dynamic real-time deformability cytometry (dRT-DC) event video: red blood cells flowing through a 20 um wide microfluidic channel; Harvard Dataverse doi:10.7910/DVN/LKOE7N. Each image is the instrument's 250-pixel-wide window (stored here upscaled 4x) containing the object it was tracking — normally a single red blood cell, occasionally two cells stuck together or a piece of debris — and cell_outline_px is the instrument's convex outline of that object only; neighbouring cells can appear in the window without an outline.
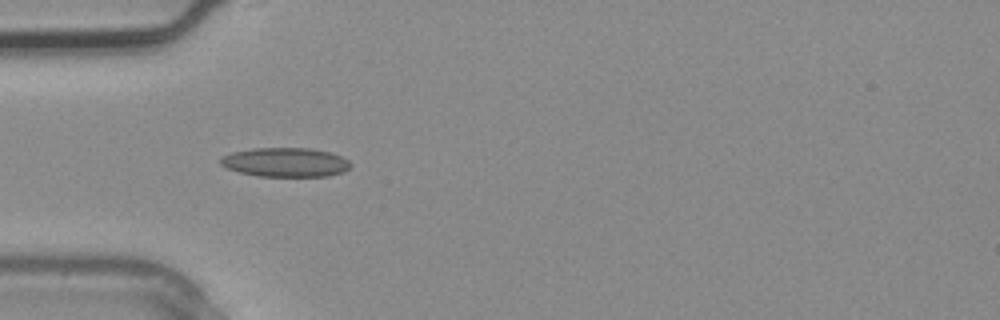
{"species": "common noctule bat (a hibernating species)", "species_latin": "Nyctalus noctula", "temperature_condition": "warm", "stored_images_in_passage": 2, "camera_frame_rate_fps": 3000, "um_per_image_px": 0.085, "animal": {"sex": "male", "body_mass_g": 20.4}, "frame": {"image": 1, "passage_image": 2, "time_ms": 0.333, "image_size_px": [1000, 320], "cell_outline_px": [[352, 164], [344, 172], [328, 176], [256, 176], [240, 172], [228, 168], [220, 164], [220, 156], [232, 152], [252, 148], [312, 148], [328, 152], [340, 156], [348, 160]], "centroid_in_image_um": [24.25, 13.79], "position_along_channel_um": 60.8, "area_um2": 22.14}}